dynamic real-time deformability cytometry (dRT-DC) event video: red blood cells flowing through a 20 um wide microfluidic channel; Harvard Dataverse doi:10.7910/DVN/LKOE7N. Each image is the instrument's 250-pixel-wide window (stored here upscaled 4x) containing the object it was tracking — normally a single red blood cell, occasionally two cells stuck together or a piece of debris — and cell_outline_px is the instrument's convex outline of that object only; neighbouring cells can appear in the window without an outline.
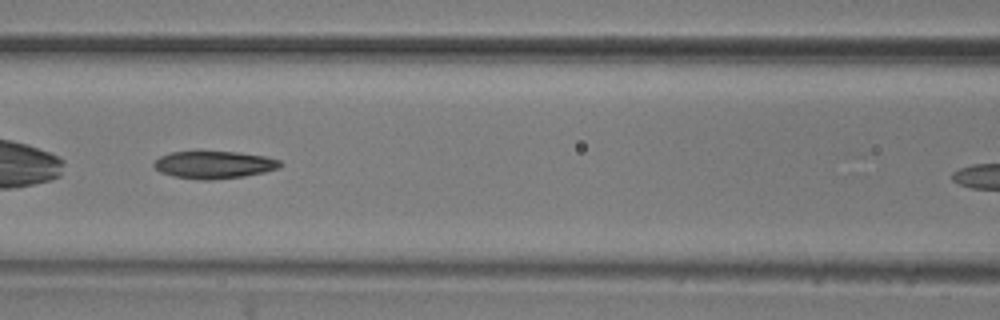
{"species": "common noctule bat (a hibernating species)", "species_latin": "Nyctalus noctula", "temperature_condition": "room temperature", "stored_images_in_passage": 4, "camera_frame_rate_fps": 3000, "um_per_image_px": 0.085, "animal": {"sex": "male", "body_mass_g": 20.5, "forearm_length_mm": 52.5}, "frame": {"image": 1, "passage_image": 3, "time_ms": 0.667, "image_size_px": [1000, 320], "cell_outline_px": [[284, 164], [280, 168], [264, 172], [244, 176], [212, 180], [200, 180], [172, 176], [160, 172], [152, 164], [160, 156], [172, 152], [240, 152], [264, 156], [280, 160]], "centroid_in_image_um": [18.22, 14.01], "position_along_channel_um": 148.4, "area_um2": 20.23}}